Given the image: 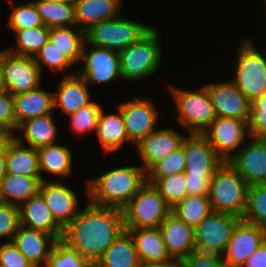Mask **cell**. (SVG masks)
Masks as SVG:
<instances>
[{"label": "cell", "instance_id": "obj_1", "mask_svg": "<svg viewBox=\"0 0 266 267\" xmlns=\"http://www.w3.org/2000/svg\"><path fill=\"white\" fill-rule=\"evenodd\" d=\"M124 231L122 210L89 202L64 228L62 240L95 265Z\"/></svg>", "mask_w": 266, "mask_h": 267}, {"label": "cell", "instance_id": "obj_2", "mask_svg": "<svg viewBox=\"0 0 266 267\" xmlns=\"http://www.w3.org/2000/svg\"><path fill=\"white\" fill-rule=\"evenodd\" d=\"M87 181L90 203L122 210L147 182V174L141 165L124 166Z\"/></svg>", "mask_w": 266, "mask_h": 267}, {"label": "cell", "instance_id": "obj_3", "mask_svg": "<svg viewBox=\"0 0 266 267\" xmlns=\"http://www.w3.org/2000/svg\"><path fill=\"white\" fill-rule=\"evenodd\" d=\"M248 188L246 181L228 161H224L210 182L209 200L212 210L242 218L246 208Z\"/></svg>", "mask_w": 266, "mask_h": 267}, {"label": "cell", "instance_id": "obj_4", "mask_svg": "<svg viewBox=\"0 0 266 267\" xmlns=\"http://www.w3.org/2000/svg\"><path fill=\"white\" fill-rule=\"evenodd\" d=\"M160 34L152 28L138 42L119 52L122 78L142 80L153 75L161 65Z\"/></svg>", "mask_w": 266, "mask_h": 267}, {"label": "cell", "instance_id": "obj_5", "mask_svg": "<svg viewBox=\"0 0 266 267\" xmlns=\"http://www.w3.org/2000/svg\"><path fill=\"white\" fill-rule=\"evenodd\" d=\"M125 230L159 227L172 213V207L158 190L146 182L122 209Z\"/></svg>", "mask_w": 266, "mask_h": 267}, {"label": "cell", "instance_id": "obj_6", "mask_svg": "<svg viewBox=\"0 0 266 267\" xmlns=\"http://www.w3.org/2000/svg\"><path fill=\"white\" fill-rule=\"evenodd\" d=\"M177 107L178 121L188 133L202 134L216 119L211 97L205 85L197 90L169 87Z\"/></svg>", "mask_w": 266, "mask_h": 267}, {"label": "cell", "instance_id": "obj_7", "mask_svg": "<svg viewBox=\"0 0 266 267\" xmlns=\"http://www.w3.org/2000/svg\"><path fill=\"white\" fill-rule=\"evenodd\" d=\"M242 40L232 82L252 102L266 92V57L249 38Z\"/></svg>", "mask_w": 266, "mask_h": 267}, {"label": "cell", "instance_id": "obj_8", "mask_svg": "<svg viewBox=\"0 0 266 267\" xmlns=\"http://www.w3.org/2000/svg\"><path fill=\"white\" fill-rule=\"evenodd\" d=\"M152 28L119 16L116 19L92 25L85 31V42L120 52L138 42Z\"/></svg>", "mask_w": 266, "mask_h": 267}, {"label": "cell", "instance_id": "obj_9", "mask_svg": "<svg viewBox=\"0 0 266 267\" xmlns=\"http://www.w3.org/2000/svg\"><path fill=\"white\" fill-rule=\"evenodd\" d=\"M241 217L212 211L195 228L196 251L222 256Z\"/></svg>", "mask_w": 266, "mask_h": 267}, {"label": "cell", "instance_id": "obj_10", "mask_svg": "<svg viewBox=\"0 0 266 267\" xmlns=\"http://www.w3.org/2000/svg\"><path fill=\"white\" fill-rule=\"evenodd\" d=\"M87 46L88 44L84 42L81 54L83 67L79 71L76 70V73L85 79L87 85L112 83L122 78L118 51L94 45H90L91 49L87 50Z\"/></svg>", "mask_w": 266, "mask_h": 267}, {"label": "cell", "instance_id": "obj_11", "mask_svg": "<svg viewBox=\"0 0 266 267\" xmlns=\"http://www.w3.org/2000/svg\"><path fill=\"white\" fill-rule=\"evenodd\" d=\"M248 123L249 121L240 119L216 117L202 134L217 154L228 161L234 155L232 153L250 138Z\"/></svg>", "mask_w": 266, "mask_h": 267}, {"label": "cell", "instance_id": "obj_12", "mask_svg": "<svg viewBox=\"0 0 266 267\" xmlns=\"http://www.w3.org/2000/svg\"><path fill=\"white\" fill-rule=\"evenodd\" d=\"M41 75L42 72L32 56L5 50L4 87L13 96L39 88Z\"/></svg>", "mask_w": 266, "mask_h": 267}, {"label": "cell", "instance_id": "obj_13", "mask_svg": "<svg viewBox=\"0 0 266 267\" xmlns=\"http://www.w3.org/2000/svg\"><path fill=\"white\" fill-rule=\"evenodd\" d=\"M181 145L186 156L184 173L191 176H213L224 162L203 134L189 133Z\"/></svg>", "mask_w": 266, "mask_h": 267}, {"label": "cell", "instance_id": "obj_14", "mask_svg": "<svg viewBox=\"0 0 266 267\" xmlns=\"http://www.w3.org/2000/svg\"><path fill=\"white\" fill-rule=\"evenodd\" d=\"M266 240V228L241 220L222 255L227 267H241Z\"/></svg>", "mask_w": 266, "mask_h": 267}, {"label": "cell", "instance_id": "obj_15", "mask_svg": "<svg viewBox=\"0 0 266 267\" xmlns=\"http://www.w3.org/2000/svg\"><path fill=\"white\" fill-rule=\"evenodd\" d=\"M117 106L121 109L127 136L135 145L156 130L159 113L152 101L136 98Z\"/></svg>", "mask_w": 266, "mask_h": 267}, {"label": "cell", "instance_id": "obj_16", "mask_svg": "<svg viewBox=\"0 0 266 267\" xmlns=\"http://www.w3.org/2000/svg\"><path fill=\"white\" fill-rule=\"evenodd\" d=\"M217 117L249 121L251 101L232 82L205 84Z\"/></svg>", "mask_w": 266, "mask_h": 267}, {"label": "cell", "instance_id": "obj_17", "mask_svg": "<svg viewBox=\"0 0 266 267\" xmlns=\"http://www.w3.org/2000/svg\"><path fill=\"white\" fill-rule=\"evenodd\" d=\"M228 162L249 186L266 184V142L262 138L252 137Z\"/></svg>", "mask_w": 266, "mask_h": 267}, {"label": "cell", "instance_id": "obj_18", "mask_svg": "<svg viewBox=\"0 0 266 267\" xmlns=\"http://www.w3.org/2000/svg\"><path fill=\"white\" fill-rule=\"evenodd\" d=\"M67 183L41 182L39 193L52 211L56 221L65 228L80 212L79 201L75 191L71 190Z\"/></svg>", "mask_w": 266, "mask_h": 267}, {"label": "cell", "instance_id": "obj_19", "mask_svg": "<svg viewBox=\"0 0 266 267\" xmlns=\"http://www.w3.org/2000/svg\"><path fill=\"white\" fill-rule=\"evenodd\" d=\"M185 135H181L173 128L155 130L143 138L136 148L142 159V168L147 173L156 163L165 159L169 154L179 148Z\"/></svg>", "mask_w": 266, "mask_h": 267}, {"label": "cell", "instance_id": "obj_20", "mask_svg": "<svg viewBox=\"0 0 266 267\" xmlns=\"http://www.w3.org/2000/svg\"><path fill=\"white\" fill-rule=\"evenodd\" d=\"M172 259L181 261L196 251L195 229L171 213L159 226Z\"/></svg>", "mask_w": 266, "mask_h": 267}, {"label": "cell", "instance_id": "obj_21", "mask_svg": "<svg viewBox=\"0 0 266 267\" xmlns=\"http://www.w3.org/2000/svg\"><path fill=\"white\" fill-rule=\"evenodd\" d=\"M56 241L53 235L26 226H20L12 240L34 267H45Z\"/></svg>", "mask_w": 266, "mask_h": 267}, {"label": "cell", "instance_id": "obj_22", "mask_svg": "<svg viewBox=\"0 0 266 267\" xmlns=\"http://www.w3.org/2000/svg\"><path fill=\"white\" fill-rule=\"evenodd\" d=\"M20 224L63 238L64 228L56 221L49 206L40 193L19 206Z\"/></svg>", "mask_w": 266, "mask_h": 267}, {"label": "cell", "instance_id": "obj_23", "mask_svg": "<svg viewBox=\"0 0 266 267\" xmlns=\"http://www.w3.org/2000/svg\"><path fill=\"white\" fill-rule=\"evenodd\" d=\"M58 85V92L53 93L54 109L60 107L67 116L92 102L85 79L76 72L65 75Z\"/></svg>", "mask_w": 266, "mask_h": 267}, {"label": "cell", "instance_id": "obj_24", "mask_svg": "<svg viewBox=\"0 0 266 267\" xmlns=\"http://www.w3.org/2000/svg\"><path fill=\"white\" fill-rule=\"evenodd\" d=\"M73 3L77 27L84 32L92 25L121 16L122 4L118 0H74Z\"/></svg>", "mask_w": 266, "mask_h": 267}, {"label": "cell", "instance_id": "obj_25", "mask_svg": "<svg viewBox=\"0 0 266 267\" xmlns=\"http://www.w3.org/2000/svg\"><path fill=\"white\" fill-rule=\"evenodd\" d=\"M53 93L46 92L41 87L14 95V114L16 130L25 121L53 114Z\"/></svg>", "mask_w": 266, "mask_h": 267}, {"label": "cell", "instance_id": "obj_26", "mask_svg": "<svg viewBox=\"0 0 266 267\" xmlns=\"http://www.w3.org/2000/svg\"><path fill=\"white\" fill-rule=\"evenodd\" d=\"M125 231H128L133 237L141 262L173 260L166 249L160 227L136 228Z\"/></svg>", "mask_w": 266, "mask_h": 267}, {"label": "cell", "instance_id": "obj_27", "mask_svg": "<svg viewBox=\"0 0 266 267\" xmlns=\"http://www.w3.org/2000/svg\"><path fill=\"white\" fill-rule=\"evenodd\" d=\"M118 113L105 114L103 109L99 115L96 134L102 148L107 153L119 150L124 143L130 142L121 109Z\"/></svg>", "mask_w": 266, "mask_h": 267}, {"label": "cell", "instance_id": "obj_28", "mask_svg": "<svg viewBox=\"0 0 266 267\" xmlns=\"http://www.w3.org/2000/svg\"><path fill=\"white\" fill-rule=\"evenodd\" d=\"M6 171L12 175L42 177L36 149L14 138L6 152Z\"/></svg>", "mask_w": 266, "mask_h": 267}, {"label": "cell", "instance_id": "obj_29", "mask_svg": "<svg viewBox=\"0 0 266 267\" xmlns=\"http://www.w3.org/2000/svg\"><path fill=\"white\" fill-rule=\"evenodd\" d=\"M43 177L7 174L0 187V202L20 206L39 193Z\"/></svg>", "mask_w": 266, "mask_h": 267}, {"label": "cell", "instance_id": "obj_30", "mask_svg": "<svg viewBox=\"0 0 266 267\" xmlns=\"http://www.w3.org/2000/svg\"><path fill=\"white\" fill-rule=\"evenodd\" d=\"M21 134L15 138L24 144V140L28 146L38 149L40 147L55 144L57 135V126L53 120V114H47L23 122L18 129ZM23 139H22V138Z\"/></svg>", "mask_w": 266, "mask_h": 267}, {"label": "cell", "instance_id": "obj_31", "mask_svg": "<svg viewBox=\"0 0 266 267\" xmlns=\"http://www.w3.org/2000/svg\"><path fill=\"white\" fill-rule=\"evenodd\" d=\"M140 263L133 237L128 231H124L94 267H139Z\"/></svg>", "mask_w": 266, "mask_h": 267}, {"label": "cell", "instance_id": "obj_32", "mask_svg": "<svg viewBox=\"0 0 266 267\" xmlns=\"http://www.w3.org/2000/svg\"><path fill=\"white\" fill-rule=\"evenodd\" d=\"M40 172H48L58 178L71 175L72 153L66 146L51 144L36 149Z\"/></svg>", "mask_w": 266, "mask_h": 267}, {"label": "cell", "instance_id": "obj_33", "mask_svg": "<svg viewBox=\"0 0 266 267\" xmlns=\"http://www.w3.org/2000/svg\"><path fill=\"white\" fill-rule=\"evenodd\" d=\"M49 41L73 64L81 60L82 47L85 42V32L68 27H55L50 29Z\"/></svg>", "mask_w": 266, "mask_h": 267}, {"label": "cell", "instance_id": "obj_34", "mask_svg": "<svg viewBox=\"0 0 266 267\" xmlns=\"http://www.w3.org/2000/svg\"><path fill=\"white\" fill-rule=\"evenodd\" d=\"M33 2L42 23L46 27L51 29L55 27L77 26L73 2L55 3L44 0H34Z\"/></svg>", "mask_w": 266, "mask_h": 267}, {"label": "cell", "instance_id": "obj_35", "mask_svg": "<svg viewBox=\"0 0 266 267\" xmlns=\"http://www.w3.org/2000/svg\"><path fill=\"white\" fill-rule=\"evenodd\" d=\"M209 196L188 195L172 208V213L180 220L193 227H198L201 222L212 212Z\"/></svg>", "mask_w": 266, "mask_h": 267}, {"label": "cell", "instance_id": "obj_36", "mask_svg": "<svg viewBox=\"0 0 266 267\" xmlns=\"http://www.w3.org/2000/svg\"><path fill=\"white\" fill-rule=\"evenodd\" d=\"M50 28L43 26L16 31V47L8 50L14 54L32 56L49 41Z\"/></svg>", "mask_w": 266, "mask_h": 267}, {"label": "cell", "instance_id": "obj_37", "mask_svg": "<svg viewBox=\"0 0 266 267\" xmlns=\"http://www.w3.org/2000/svg\"><path fill=\"white\" fill-rule=\"evenodd\" d=\"M147 182L158 190L172 208L188 196L184 172L163 178H147Z\"/></svg>", "mask_w": 266, "mask_h": 267}, {"label": "cell", "instance_id": "obj_38", "mask_svg": "<svg viewBox=\"0 0 266 267\" xmlns=\"http://www.w3.org/2000/svg\"><path fill=\"white\" fill-rule=\"evenodd\" d=\"M242 220L266 228V184L249 186Z\"/></svg>", "mask_w": 266, "mask_h": 267}, {"label": "cell", "instance_id": "obj_39", "mask_svg": "<svg viewBox=\"0 0 266 267\" xmlns=\"http://www.w3.org/2000/svg\"><path fill=\"white\" fill-rule=\"evenodd\" d=\"M45 267H94V265L60 239L54 243Z\"/></svg>", "mask_w": 266, "mask_h": 267}, {"label": "cell", "instance_id": "obj_40", "mask_svg": "<svg viewBox=\"0 0 266 267\" xmlns=\"http://www.w3.org/2000/svg\"><path fill=\"white\" fill-rule=\"evenodd\" d=\"M101 111L102 106L92 101L90 104L66 117H70L71 129L77 133V135H83L88 132H96Z\"/></svg>", "mask_w": 266, "mask_h": 267}, {"label": "cell", "instance_id": "obj_41", "mask_svg": "<svg viewBox=\"0 0 266 267\" xmlns=\"http://www.w3.org/2000/svg\"><path fill=\"white\" fill-rule=\"evenodd\" d=\"M11 9L7 26L15 32L44 25L33 1L19 6L11 5Z\"/></svg>", "mask_w": 266, "mask_h": 267}, {"label": "cell", "instance_id": "obj_42", "mask_svg": "<svg viewBox=\"0 0 266 267\" xmlns=\"http://www.w3.org/2000/svg\"><path fill=\"white\" fill-rule=\"evenodd\" d=\"M186 156L181 145L165 159L156 163L146 174L147 178H163L184 172Z\"/></svg>", "mask_w": 266, "mask_h": 267}, {"label": "cell", "instance_id": "obj_43", "mask_svg": "<svg viewBox=\"0 0 266 267\" xmlns=\"http://www.w3.org/2000/svg\"><path fill=\"white\" fill-rule=\"evenodd\" d=\"M42 72V65L53 71H62L74 64L66 58L50 41H48L33 57Z\"/></svg>", "mask_w": 266, "mask_h": 267}, {"label": "cell", "instance_id": "obj_44", "mask_svg": "<svg viewBox=\"0 0 266 267\" xmlns=\"http://www.w3.org/2000/svg\"><path fill=\"white\" fill-rule=\"evenodd\" d=\"M20 226L19 206L0 202V240L5 237L11 242Z\"/></svg>", "mask_w": 266, "mask_h": 267}, {"label": "cell", "instance_id": "obj_45", "mask_svg": "<svg viewBox=\"0 0 266 267\" xmlns=\"http://www.w3.org/2000/svg\"><path fill=\"white\" fill-rule=\"evenodd\" d=\"M250 139L266 136V92L251 102Z\"/></svg>", "mask_w": 266, "mask_h": 267}, {"label": "cell", "instance_id": "obj_46", "mask_svg": "<svg viewBox=\"0 0 266 267\" xmlns=\"http://www.w3.org/2000/svg\"><path fill=\"white\" fill-rule=\"evenodd\" d=\"M0 129L16 130L14 96L7 89L0 91Z\"/></svg>", "mask_w": 266, "mask_h": 267}, {"label": "cell", "instance_id": "obj_47", "mask_svg": "<svg viewBox=\"0 0 266 267\" xmlns=\"http://www.w3.org/2000/svg\"><path fill=\"white\" fill-rule=\"evenodd\" d=\"M0 264L5 267H34L12 241L1 243Z\"/></svg>", "mask_w": 266, "mask_h": 267}, {"label": "cell", "instance_id": "obj_48", "mask_svg": "<svg viewBox=\"0 0 266 267\" xmlns=\"http://www.w3.org/2000/svg\"><path fill=\"white\" fill-rule=\"evenodd\" d=\"M181 267H227L222 256L195 251L181 261Z\"/></svg>", "mask_w": 266, "mask_h": 267}, {"label": "cell", "instance_id": "obj_49", "mask_svg": "<svg viewBox=\"0 0 266 267\" xmlns=\"http://www.w3.org/2000/svg\"><path fill=\"white\" fill-rule=\"evenodd\" d=\"M188 195L209 196L213 176H191L185 173Z\"/></svg>", "mask_w": 266, "mask_h": 267}, {"label": "cell", "instance_id": "obj_50", "mask_svg": "<svg viewBox=\"0 0 266 267\" xmlns=\"http://www.w3.org/2000/svg\"><path fill=\"white\" fill-rule=\"evenodd\" d=\"M241 267H266V240L261 243Z\"/></svg>", "mask_w": 266, "mask_h": 267}, {"label": "cell", "instance_id": "obj_51", "mask_svg": "<svg viewBox=\"0 0 266 267\" xmlns=\"http://www.w3.org/2000/svg\"><path fill=\"white\" fill-rule=\"evenodd\" d=\"M6 130L0 129V155H6L8 146L14 140L16 134Z\"/></svg>", "mask_w": 266, "mask_h": 267}, {"label": "cell", "instance_id": "obj_52", "mask_svg": "<svg viewBox=\"0 0 266 267\" xmlns=\"http://www.w3.org/2000/svg\"><path fill=\"white\" fill-rule=\"evenodd\" d=\"M139 267H181V262L175 259L167 262H141Z\"/></svg>", "mask_w": 266, "mask_h": 267}, {"label": "cell", "instance_id": "obj_53", "mask_svg": "<svg viewBox=\"0 0 266 267\" xmlns=\"http://www.w3.org/2000/svg\"><path fill=\"white\" fill-rule=\"evenodd\" d=\"M5 50H0V91L4 90Z\"/></svg>", "mask_w": 266, "mask_h": 267}, {"label": "cell", "instance_id": "obj_54", "mask_svg": "<svg viewBox=\"0 0 266 267\" xmlns=\"http://www.w3.org/2000/svg\"><path fill=\"white\" fill-rule=\"evenodd\" d=\"M6 175V155H0V187Z\"/></svg>", "mask_w": 266, "mask_h": 267}, {"label": "cell", "instance_id": "obj_55", "mask_svg": "<svg viewBox=\"0 0 266 267\" xmlns=\"http://www.w3.org/2000/svg\"><path fill=\"white\" fill-rule=\"evenodd\" d=\"M47 2H55V3H64V2H73L74 0H44Z\"/></svg>", "mask_w": 266, "mask_h": 267}, {"label": "cell", "instance_id": "obj_56", "mask_svg": "<svg viewBox=\"0 0 266 267\" xmlns=\"http://www.w3.org/2000/svg\"><path fill=\"white\" fill-rule=\"evenodd\" d=\"M262 139L266 142V136L262 137Z\"/></svg>", "mask_w": 266, "mask_h": 267}]
</instances>
